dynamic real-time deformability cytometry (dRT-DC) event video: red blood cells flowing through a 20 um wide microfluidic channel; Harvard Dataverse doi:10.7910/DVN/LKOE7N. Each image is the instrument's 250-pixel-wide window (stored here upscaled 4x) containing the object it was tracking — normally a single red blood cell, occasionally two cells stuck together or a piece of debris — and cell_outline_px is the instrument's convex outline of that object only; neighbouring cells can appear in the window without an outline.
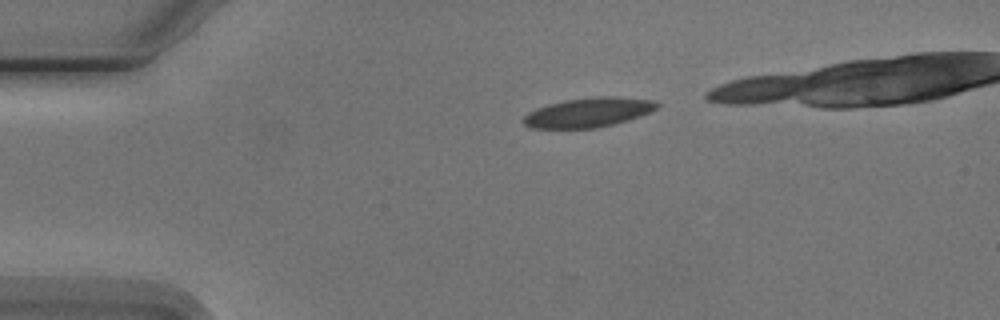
{"species": "Egyptian fruit bat (a non-hibernating species)", "species_latin": "Rousettus aegyptiacus", "temperature_condition": "cold", "stored_images_in_passage": 3, "camera_frame_rate_fps": 3000, "um_per_image_px": 0.085, "animal": {"sex": "male"}, "frame": {"image": 1, "passage_image": 1, "time_ms": 0.0, "image_size_px": [1000, 320], "cell_outline_px": [[660, 104], [656, 108], [640, 116], [628, 120], [596, 128], [532, 128], [524, 124], [524, 116], [528, 112], [536, 108], [548, 104], [564, 100], [596, 96], [616, 96], [656, 100]], "centroid_in_image_um": [50.02, 9.54], "position_along_channel_um": 35.0, "area_um2": 22.95}}